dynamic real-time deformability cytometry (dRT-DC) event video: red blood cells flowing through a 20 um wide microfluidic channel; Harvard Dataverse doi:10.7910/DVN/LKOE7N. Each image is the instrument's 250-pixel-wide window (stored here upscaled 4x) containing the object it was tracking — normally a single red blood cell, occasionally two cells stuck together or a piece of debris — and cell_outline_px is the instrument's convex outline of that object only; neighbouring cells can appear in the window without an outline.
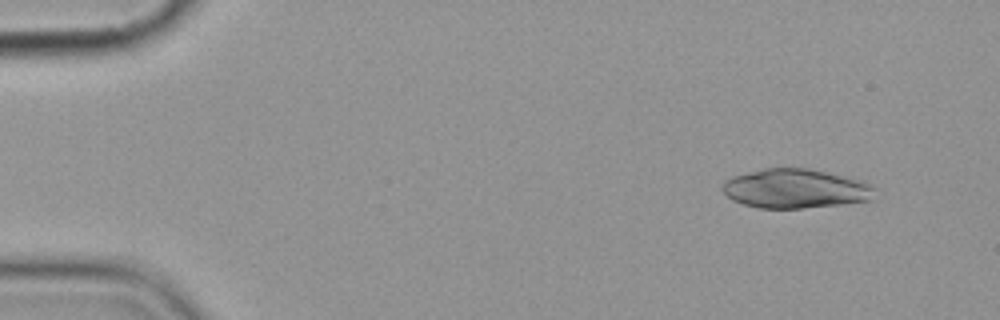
{"species": "common noctule bat (a hibernating species)", "species_latin": "Nyctalus noctula", "temperature_condition": "cold", "stored_images_in_passage": 5, "camera_frame_rate_fps": 3000, "um_per_image_px": 0.085, "animal": {"sex": "female", "body_mass_g": 19.9}, "frame": {"image": 1, "passage_image": 1, "time_ms": 0.0, "image_size_px": [1000, 320], "cell_outline_px": [[876, 188], [872, 200], [840, 204], [804, 208], [756, 208], [732, 200], [720, 188], [724, 180], [732, 176], [764, 168], [808, 168], [864, 180], [872, 184]], "centroid_in_image_um": [67.62, 16.03], "position_along_channel_um": 17.4, "area_um2": 35.14}}